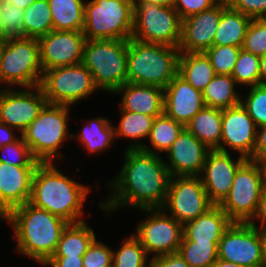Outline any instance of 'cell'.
Wrapping results in <instances>:
<instances>
[{
  "mask_svg": "<svg viewBox=\"0 0 266 267\" xmlns=\"http://www.w3.org/2000/svg\"><path fill=\"white\" fill-rule=\"evenodd\" d=\"M227 7L220 0L211 9L191 15L182 20L180 53L203 52L213 46V38L218 28L221 13Z\"/></svg>",
  "mask_w": 266,
  "mask_h": 267,
  "instance_id": "d6986e66",
  "label": "cell"
},
{
  "mask_svg": "<svg viewBox=\"0 0 266 267\" xmlns=\"http://www.w3.org/2000/svg\"><path fill=\"white\" fill-rule=\"evenodd\" d=\"M262 190L260 164L247 159L236 171L230 192L219 207L232 222L249 223L256 214Z\"/></svg>",
  "mask_w": 266,
  "mask_h": 267,
  "instance_id": "9c48e42d",
  "label": "cell"
},
{
  "mask_svg": "<svg viewBox=\"0 0 266 267\" xmlns=\"http://www.w3.org/2000/svg\"><path fill=\"white\" fill-rule=\"evenodd\" d=\"M263 174V188H266V158L258 162Z\"/></svg>",
  "mask_w": 266,
  "mask_h": 267,
  "instance_id": "680465c9",
  "label": "cell"
},
{
  "mask_svg": "<svg viewBox=\"0 0 266 267\" xmlns=\"http://www.w3.org/2000/svg\"><path fill=\"white\" fill-rule=\"evenodd\" d=\"M127 54L128 40H86L82 63L98 89L114 93L128 83Z\"/></svg>",
  "mask_w": 266,
  "mask_h": 267,
  "instance_id": "5b68a950",
  "label": "cell"
},
{
  "mask_svg": "<svg viewBox=\"0 0 266 267\" xmlns=\"http://www.w3.org/2000/svg\"><path fill=\"white\" fill-rule=\"evenodd\" d=\"M214 205L210 202L199 176H171L163 210H169L179 223L194 220Z\"/></svg>",
  "mask_w": 266,
  "mask_h": 267,
  "instance_id": "4fadbf2b",
  "label": "cell"
},
{
  "mask_svg": "<svg viewBox=\"0 0 266 267\" xmlns=\"http://www.w3.org/2000/svg\"><path fill=\"white\" fill-rule=\"evenodd\" d=\"M257 129L256 145L252 154L251 161L259 162L266 158V124Z\"/></svg>",
  "mask_w": 266,
  "mask_h": 267,
  "instance_id": "7dc6e473",
  "label": "cell"
},
{
  "mask_svg": "<svg viewBox=\"0 0 266 267\" xmlns=\"http://www.w3.org/2000/svg\"><path fill=\"white\" fill-rule=\"evenodd\" d=\"M89 187L63 175L55 163H39L31 187L29 203L49 211L69 224L83 222L82 207Z\"/></svg>",
  "mask_w": 266,
  "mask_h": 267,
  "instance_id": "7a4b0ae2",
  "label": "cell"
},
{
  "mask_svg": "<svg viewBox=\"0 0 266 267\" xmlns=\"http://www.w3.org/2000/svg\"><path fill=\"white\" fill-rule=\"evenodd\" d=\"M218 258L243 267H265L257 227L232 222L218 242Z\"/></svg>",
  "mask_w": 266,
  "mask_h": 267,
  "instance_id": "5bb4252c",
  "label": "cell"
},
{
  "mask_svg": "<svg viewBox=\"0 0 266 267\" xmlns=\"http://www.w3.org/2000/svg\"><path fill=\"white\" fill-rule=\"evenodd\" d=\"M257 129L255 122L241 103L223 109L220 151L228 152L225 147L228 146L250 160L256 145Z\"/></svg>",
  "mask_w": 266,
  "mask_h": 267,
  "instance_id": "ac0fdd59",
  "label": "cell"
},
{
  "mask_svg": "<svg viewBox=\"0 0 266 267\" xmlns=\"http://www.w3.org/2000/svg\"><path fill=\"white\" fill-rule=\"evenodd\" d=\"M147 254L139 240L132 234L123 241L116 252L113 251V267H149Z\"/></svg>",
  "mask_w": 266,
  "mask_h": 267,
  "instance_id": "d590c367",
  "label": "cell"
},
{
  "mask_svg": "<svg viewBox=\"0 0 266 267\" xmlns=\"http://www.w3.org/2000/svg\"><path fill=\"white\" fill-rule=\"evenodd\" d=\"M52 30L53 23L48 0H37L24 9L23 37L39 39Z\"/></svg>",
  "mask_w": 266,
  "mask_h": 267,
  "instance_id": "836d02e7",
  "label": "cell"
},
{
  "mask_svg": "<svg viewBox=\"0 0 266 267\" xmlns=\"http://www.w3.org/2000/svg\"><path fill=\"white\" fill-rule=\"evenodd\" d=\"M0 162L14 166H38L40 163L22 136L17 141L0 147Z\"/></svg>",
  "mask_w": 266,
  "mask_h": 267,
  "instance_id": "ab89813d",
  "label": "cell"
},
{
  "mask_svg": "<svg viewBox=\"0 0 266 267\" xmlns=\"http://www.w3.org/2000/svg\"><path fill=\"white\" fill-rule=\"evenodd\" d=\"M211 150H220L222 110L205 106L185 126Z\"/></svg>",
  "mask_w": 266,
  "mask_h": 267,
  "instance_id": "d4e9b609",
  "label": "cell"
},
{
  "mask_svg": "<svg viewBox=\"0 0 266 267\" xmlns=\"http://www.w3.org/2000/svg\"><path fill=\"white\" fill-rule=\"evenodd\" d=\"M39 86L47 103L66 106L98 90L91 72L83 63L43 71Z\"/></svg>",
  "mask_w": 266,
  "mask_h": 267,
  "instance_id": "8fae6325",
  "label": "cell"
},
{
  "mask_svg": "<svg viewBox=\"0 0 266 267\" xmlns=\"http://www.w3.org/2000/svg\"><path fill=\"white\" fill-rule=\"evenodd\" d=\"M235 86L231 75H215L202 91L205 105L223 110L240 104L241 97Z\"/></svg>",
  "mask_w": 266,
  "mask_h": 267,
  "instance_id": "f546056e",
  "label": "cell"
},
{
  "mask_svg": "<svg viewBox=\"0 0 266 267\" xmlns=\"http://www.w3.org/2000/svg\"><path fill=\"white\" fill-rule=\"evenodd\" d=\"M43 71L82 63L86 37L83 31L52 30L38 39Z\"/></svg>",
  "mask_w": 266,
  "mask_h": 267,
  "instance_id": "2e32d148",
  "label": "cell"
},
{
  "mask_svg": "<svg viewBox=\"0 0 266 267\" xmlns=\"http://www.w3.org/2000/svg\"><path fill=\"white\" fill-rule=\"evenodd\" d=\"M254 227H257L259 237L261 240V250H262V258L264 261V266L266 267V227H258L254 222H249Z\"/></svg>",
  "mask_w": 266,
  "mask_h": 267,
  "instance_id": "f5cc1de1",
  "label": "cell"
},
{
  "mask_svg": "<svg viewBox=\"0 0 266 267\" xmlns=\"http://www.w3.org/2000/svg\"><path fill=\"white\" fill-rule=\"evenodd\" d=\"M46 103L40 86L24 88V90L3 87L0 90V122L18 129L22 134L38 117Z\"/></svg>",
  "mask_w": 266,
  "mask_h": 267,
  "instance_id": "9a60e30c",
  "label": "cell"
},
{
  "mask_svg": "<svg viewBox=\"0 0 266 267\" xmlns=\"http://www.w3.org/2000/svg\"><path fill=\"white\" fill-rule=\"evenodd\" d=\"M123 92L122 111L139 112L147 116L158 117L163 114L164 89L153 85L125 83L114 93Z\"/></svg>",
  "mask_w": 266,
  "mask_h": 267,
  "instance_id": "7402d4cb",
  "label": "cell"
},
{
  "mask_svg": "<svg viewBox=\"0 0 266 267\" xmlns=\"http://www.w3.org/2000/svg\"><path fill=\"white\" fill-rule=\"evenodd\" d=\"M134 26L132 0L85 2L83 34L86 40H129Z\"/></svg>",
  "mask_w": 266,
  "mask_h": 267,
  "instance_id": "8992f818",
  "label": "cell"
},
{
  "mask_svg": "<svg viewBox=\"0 0 266 267\" xmlns=\"http://www.w3.org/2000/svg\"><path fill=\"white\" fill-rule=\"evenodd\" d=\"M4 40L5 39L0 37V57H1V52H2V49H3V45H4Z\"/></svg>",
  "mask_w": 266,
  "mask_h": 267,
  "instance_id": "91938a15",
  "label": "cell"
},
{
  "mask_svg": "<svg viewBox=\"0 0 266 267\" xmlns=\"http://www.w3.org/2000/svg\"><path fill=\"white\" fill-rule=\"evenodd\" d=\"M95 239L93 229L85 221L68 224L51 257L83 256Z\"/></svg>",
  "mask_w": 266,
  "mask_h": 267,
  "instance_id": "83f0119b",
  "label": "cell"
},
{
  "mask_svg": "<svg viewBox=\"0 0 266 267\" xmlns=\"http://www.w3.org/2000/svg\"><path fill=\"white\" fill-rule=\"evenodd\" d=\"M14 128L0 122V147L6 144H11L19 139L17 135L13 134Z\"/></svg>",
  "mask_w": 266,
  "mask_h": 267,
  "instance_id": "f907efd6",
  "label": "cell"
},
{
  "mask_svg": "<svg viewBox=\"0 0 266 267\" xmlns=\"http://www.w3.org/2000/svg\"><path fill=\"white\" fill-rule=\"evenodd\" d=\"M219 1L220 0H175L173 8L183 20L191 15L211 9Z\"/></svg>",
  "mask_w": 266,
  "mask_h": 267,
  "instance_id": "f6af8a7d",
  "label": "cell"
},
{
  "mask_svg": "<svg viewBox=\"0 0 266 267\" xmlns=\"http://www.w3.org/2000/svg\"><path fill=\"white\" fill-rule=\"evenodd\" d=\"M133 4H153L161 7H173L175 0H132Z\"/></svg>",
  "mask_w": 266,
  "mask_h": 267,
  "instance_id": "db71d44e",
  "label": "cell"
},
{
  "mask_svg": "<svg viewBox=\"0 0 266 267\" xmlns=\"http://www.w3.org/2000/svg\"><path fill=\"white\" fill-rule=\"evenodd\" d=\"M36 167L14 166L0 162V189L14 208L29 202Z\"/></svg>",
  "mask_w": 266,
  "mask_h": 267,
  "instance_id": "603a6c76",
  "label": "cell"
},
{
  "mask_svg": "<svg viewBox=\"0 0 266 267\" xmlns=\"http://www.w3.org/2000/svg\"><path fill=\"white\" fill-rule=\"evenodd\" d=\"M232 9L252 19L266 18V0H223Z\"/></svg>",
  "mask_w": 266,
  "mask_h": 267,
  "instance_id": "ee69618b",
  "label": "cell"
},
{
  "mask_svg": "<svg viewBox=\"0 0 266 267\" xmlns=\"http://www.w3.org/2000/svg\"><path fill=\"white\" fill-rule=\"evenodd\" d=\"M254 218L259 220L260 227H266V188L262 190L256 214L250 222H254Z\"/></svg>",
  "mask_w": 266,
  "mask_h": 267,
  "instance_id": "681fc988",
  "label": "cell"
},
{
  "mask_svg": "<svg viewBox=\"0 0 266 267\" xmlns=\"http://www.w3.org/2000/svg\"><path fill=\"white\" fill-rule=\"evenodd\" d=\"M0 8V37L3 39L23 37L24 9L17 8L7 0H0Z\"/></svg>",
  "mask_w": 266,
  "mask_h": 267,
  "instance_id": "74e56055",
  "label": "cell"
},
{
  "mask_svg": "<svg viewBox=\"0 0 266 267\" xmlns=\"http://www.w3.org/2000/svg\"><path fill=\"white\" fill-rule=\"evenodd\" d=\"M182 19L173 7L134 4L132 37L142 42L179 47Z\"/></svg>",
  "mask_w": 266,
  "mask_h": 267,
  "instance_id": "30bf717a",
  "label": "cell"
},
{
  "mask_svg": "<svg viewBox=\"0 0 266 267\" xmlns=\"http://www.w3.org/2000/svg\"><path fill=\"white\" fill-rule=\"evenodd\" d=\"M231 224L228 215L214 205L205 214L183 225V237L192 242H219Z\"/></svg>",
  "mask_w": 266,
  "mask_h": 267,
  "instance_id": "cb8c5ba5",
  "label": "cell"
},
{
  "mask_svg": "<svg viewBox=\"0 0 266 267\" xmlns=\"http://www.w3.org/2000/svg\"><path fill=\"white\" fill-rule=\"evenodd\" d=\"M247 159L233 160L229 152L210 150L199 175L210 202L219 206L230 192L238 168Z\"/></svg>",
  "mask_w": 266,
  "mask_h": 267,
  "instance_id": "e0dca14e",
  "label": "cell"
},
{
  "mask_svg": "<svg viewBox=\"0 0 266 267\" xmlns=\"http://www.w3.org/2000/svg\"><path fill=\"white\" fill-rule=\"evenodd\" d=\"M154 119V116H147L139 112L122 111L118 126H114L115 138L120 136L135 140L126 149H141L144 142L141 143L140 139L148 138Z\"/></svg>",
  "mask_w": 266,
  "mask_h": 267,
  "instance_id": "1f68e13d",
  "label": "cell"
},
{
  "mask_svg": "<svg viewBox=\"0 0 266 267\" xmlns=\"http://www.w3.org/2000/svg\"><path fill=\"white\" fill-rule=\"evenodd\" d=\"M69 106L46 103L26 130L21 134L33 156L40 163L61 157L59 147L74 134L67 132Z\"/></svg>",
  "mask_w": 266,
  "mask_h": 267,
  "instance_id": "52a82bcc",
  "label": "cell"
},
{
  "mask_svg": "<svg viewBox=\"0 0 266 267\" xmlns=\"http://www.w3.org/2000/svg\"><path fill=\"white\" fill-rule=\"evenodd\" d=\"M149 261V267H190L179 252L152 257Z\"/></svg>",
  "mask_w": 266,
  "mask_h": 267,
  "instance_id": "bcb514c9",
  "label": "cell"
},
{
  "mask_svg": "<svg viewBox=\"0 0 266 267\" xmlns=\"http://www.w3.org/2000/svg\"><path fill=\"white\" fill-rule=\"evenodd\" d=\"M86 125L78 133L77 140L83 144L89 153L102 152L112 145L115 139L114 126L104 117H97L86 121Z\"/></svg>",
  "mask_w": 266,
  "mask_h": 267,
  "instance_id": "4dcf8cb0",
  "label": "cell"
},
{
  "mask_svg": "<svg viewBox=\"0 0 266 267\" xmlns=\"http://www.w3.org/2000/svg\"><path fill=\"white\" fill-rule=\"evenodd\" d=\"M184 128L183 124L176 122L163 113L155 117L148 136L153 148L151 149L145 144L141 149L153 154H158L156 151L166 152Z\"/></svg>",
  "mask_w": 266,
  "mask_h": 267,
  "instance_id": "d6a6232c",
  "label": "cell"
},
{
  "mask_svg": "<svg viewBox=\"0 0 266 267\" xmlns=\"http://www.w3.org/2000/svg\"><path fill=\"white\" fill-rule=\"evenodd\" d=\"M210 150L184 128L166 151L170 176H199Z\"/></svg>",
  "mask_w": 266,
  "mask_h": 267,
  "instance_id": "ffe728a7",
  "label": "cell"
},
{
  "mask_svg": "<svg viewBox=\"0 0 266 267\" xmlns=\"http://www.w3.org/2000/svg\"><path fill=\"white\" fill-rule=\"evenodd\" d=\"M241 48L259 57L266 55L265 18L251 20Z\"/></svg>",
  "mask_w": 266,
  "mask_h": 267,
  "instance_id": "b9f144b4",
  "label": "cell"
},
{
  "mask_svg": "<svg viewBox=\"0 0 266 267\" xmlns=\"http://www.w3.org/2000/svg\"><path fill=\"white\" fill-rule=\"evenodd\" d=\"M260 85H266V55L260 57Z\"/></svg>",
  "mask_w": 266,
  "mask_h": 267,
  "instance_id": "11a10c76",
  "label": "cell"
},
{
  "mask_svg": "<svg viewBox=\"0 0 266 267\" xmlns=\"http://www.w3.org/2000/svg\"><path fill=\"white\" fill-rule=\"evenodd\" d=\"M260 57L243 49L240 50L231 76L236 84L247 87L260 84Z\"/></svg>",
  "mask_w": 266,
  "mask_h": 267,
  "instance_id": "8d00e7d4",
  "label": "cell"
},
{
  "mask_svg": "<svg viewBox=\"0 0 266 267\" xmlns=\"http://www.w3.org/2000/svg\"><path fill=\"white\" fill-rule=\"evenodd\" d=\"M250 88L247 99L241 97L240 103L259 127L266 124V85L259 84Z\"/></svg>",
  "mask_w": 266,
  "mask_h": 267,
  "instance_id": "60d3db41",
  "label": "cell"
},
{
  "mask_svg": "<svg viewBox=\"0 0 266 267\" xmlns=\"http://www.w3.org/2000/svg\"><path fill=\"white\" fill-rule=\"evenodd\" d=\"M178 74L200 91H203L216 75L209 57L203 52L180 53Z\"/></svg>",
  "mask_w": 266,
  "mask_h": 267,
  "instance_id": "484cf974",
  "label": "cell"
},
{
  "mask_svg": "<svg viewBox=\"0 0 266 267\" xmlns=\"http://www.w3.org/2000/svg\"><path fill=\"white\" fill-rule=\"evenodd\" d=\"M44 265L50 267H83V256L51 257Z\"/></svg>",
  "mask_w": 266,
  "mask_h": 267,
  "instance_id": "c3c4849f",
  "label": "cell"
},
{
  "mask_svg": "<svg viewBox=\"0 0 266 267\" xmlns=\"http://www.w3.org/2000/svg\"><path fill=\"white\" fill-rule=\"evenodd\" d=\"M210 267H243V266L217 258Z\"/></svg>",
  "mask_w": 266,
  "mask_h": 267,
  "instance_id": "6f0895ef",
  "label": "cell"
},
{
  "mask_svg": "<svg viewBox=\"0 0 266 267\" xmlns=\"http://www.w3.org/2000/svg\"><path fill=\"white\" fill-rule=\"evenodd\" d=\"M251 20V17L227 6L221 13L213 45L242 47Z\"/></svg>",
  "mask_w": 266,
  "mask_h": 267,
  "instance_id": "4316f807",
  "label": "cell"
},
{
  "mask_svg": "<svg viewBox=\"0 0 266 267\" xmlns=\"http://www.w3.org/2000/svg\"><path fill=\"white\" fill-rule=\"evenodd\" d=\"M118 177L107 185L113 191L99 204L106 212L118 207L162 208L167 197L170 173L159 154L142 149H126Z\"/></svg>",
  "mask_w": 266,
  "mask_h": 267,
  "instance_id": "6da1fadb",
  "label": "cell"
},
{
  "mask_svg": "<svg viewBox=\"0 0 266 267\" xmlns=\"http://www.w3.org/2000/svg\"><path fill=\"white\" fill-rule=\"evenodd\" d=\"M179 54L178 47L130 38L127 54L128 82L165 89L178 74Z\"/></svg>",
  "mask_w": 266,
  "mask_h": 267,
  "instance_id": "277c9868",
  "label": "cell"
},
{
  "mask_svg": "<svg viewBox=\"0 0 266 267\" xmlns=\"http://www.w3.org/2000/svg\"><path fill=\"white\" fill-rule=\"evenodd\" d=\"M205 106L202 91L179 74L164 89L163 113L184 126Z\"/></svg>",
  "mask_w": 266,
  "mask_h": 267,
  "instance_id": "44dd1931",
  "label": "cell"
},
{
  "mask_svg": "<svg viewBox=\"0 0 266 267\" xmlns=\"http://www.w3.org/2000/svg\"><path fill=\"white\" fill-rule=\"evenodd\" d=\"M14 209L15 208L6 200L0 189V218L6 219V222L8 221V223H10Z\"/></svg>",
  "mask_w": 266,
  "mask_h": 267,
  "instance_id": "816d5d0a",
  "label": "cell"
},
{
  "mask_svg": "<svg viewBox=\"0 0 266 267\" xmlns=\"http://www.w3.org/2000/svg\"><path fill=\"white\" fill-rule=\"evenodd\" d=\"M241 49L238 46L213 45L205 53L216 75H231Z\"/></svg>",
  "mask_w": 266,
  "mask_h": 267,
  "instance_id": "f35d334b",
  "label": "cell"
},
{
  "mask_svg": "<svg viewBox=\"0 0 266 267\" xmlns=\"http://www.w3.org/2000/svg\"><path fill=\"white\" fill-rule=\"evenodd\" d=\"M10 224L18 252L44 265L55 252L61 234L69 223L26 202L14 209Z\"/></svg>",
  "mask_w": 266,
  "mask_h": 267,
  "instance_id": "3957f363",
  "label": "cell"
},
{
  "mask_svg": "<svg viewBox=\"0 0 266 267\" xmlns=\"http://www.w3.org/2000/svg\"><path fill=\"white\" fill-rule=\"evenodd\" d=\"M43 75L37 38L18 37L4 40L0 57V83L32 88Z\"/></svg>",
  "mask_w": 266,
  "mask_h": 267,
  "instance_id": "ba28073f",
  "label": "cell"
},
{
  "mask_svg": "<svg viewBox=\"0 0 266 267\" xmlns=\"http://www.w3.org/2000/svg\"><path fill=\"white\" fill-rule=\"evenodd\" d=\"M112 259L113 250L95 239L83 255V267H112Z\"/></svg>",
  "mask_w": 266,
  "mask_h": 267,
  "instance_id": "7bdbcfd3",
  "label": "cell"
},
{
  "mask_svg": "<svg viewBox=\"0 0 266 267\" xmlns=\"http://www.w3.org/2000/svg\"><path fill=\"white\" fill-rule=\"evenodd\" d=\"M7 1L12 5L16 6L17 8L26 9L37 0H7Z\"/></svg>",
  "mask_w": 266,
  "mask_h": 267,
  "instance_id": "9f6ffc18",
  "label": "cell"
},
{
  "mask_svg": "<svg viewBox=\"0 0 266 267\" xmlns=\"http://www.w3.org/2000/svg\"><path fill=\"white\" fill-rule=\"evenodd\" d=\"M149 214L141 220L133 235L153 258L179 251L183 237V225L162 208L140 209Z\"/></svg>",
  "mask_w": 266,
  "mask_h": 267,
  "instance_id": "7c38bea8",
  "label": "cell"
},
{
  "mask_svg": "<svg viewBox=\"0 0 266 267\" xmlns=\"http://www.w3.org/2000/svg\"><path fill=\"white\" fill-rule=\"evenodd\" d=\"M178 252L190 267H210L218 258V242H192L182 237Z\"/></svg>",
  "mask_w": 266,
  "mask_h": 267,
  "instance_id": "e575fe53",
  "label": "cell"
},
{
  "mask_svg": "<svg viewBox=\"0 0 266 267\" xmlns=\"http://www.w3.org/2000/svg\"><path fill=\"white\" fill-rule=\"evenodd\" d=\"M53 30L83 31L85 2L84 0H48Z\"/></svg>",
  "mask_w": 266,
  "mask_h": 267,
  "instance_id": "f1b7e54d",
  "label": "cell"
}]
</instances>
